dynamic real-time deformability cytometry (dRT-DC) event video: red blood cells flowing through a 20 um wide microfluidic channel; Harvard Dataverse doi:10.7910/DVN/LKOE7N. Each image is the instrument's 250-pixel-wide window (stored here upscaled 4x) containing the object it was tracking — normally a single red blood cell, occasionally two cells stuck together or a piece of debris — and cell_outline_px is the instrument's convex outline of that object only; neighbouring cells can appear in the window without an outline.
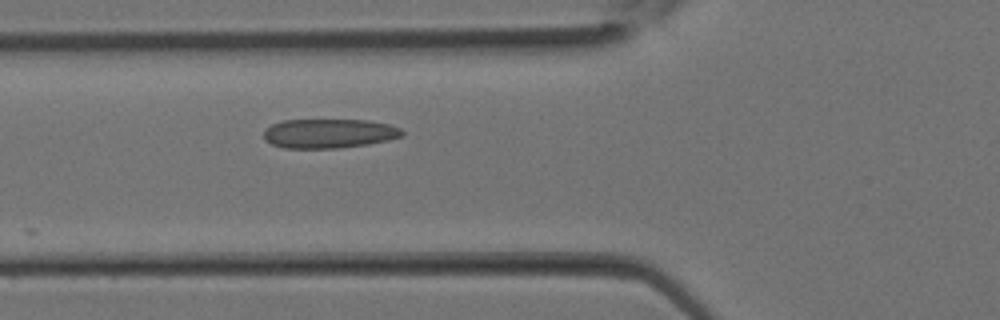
{"species": "Egyptian fruit bat (a non-hibernating species)", "species_latin": "Rousettus aegyptiacus", "temperature_condition": "room temperature", "stored_images_in_passage": 3, "camera_frame_rate_fps": 3000, "um_per_image_px": 0.085, "animal": {"sex": "female"}, "frame": {"image": 1, "passage_image": 3, "time_ms": 0.667, "image_size_px": [1000, 320], "cell_outline_px": [[404, 136], [388, 140], [368, 144], [336, 148], [284, 148], [272, 144], [264, 140], [264, 132], [272, 124], [284, 120], [368, 120], [388, 124], [400, 128], [404, 132]], "centroid_in_image_um": [27.98, 11.34], "position_along_channel_um": 97.8, "area_um2": 23.58}}